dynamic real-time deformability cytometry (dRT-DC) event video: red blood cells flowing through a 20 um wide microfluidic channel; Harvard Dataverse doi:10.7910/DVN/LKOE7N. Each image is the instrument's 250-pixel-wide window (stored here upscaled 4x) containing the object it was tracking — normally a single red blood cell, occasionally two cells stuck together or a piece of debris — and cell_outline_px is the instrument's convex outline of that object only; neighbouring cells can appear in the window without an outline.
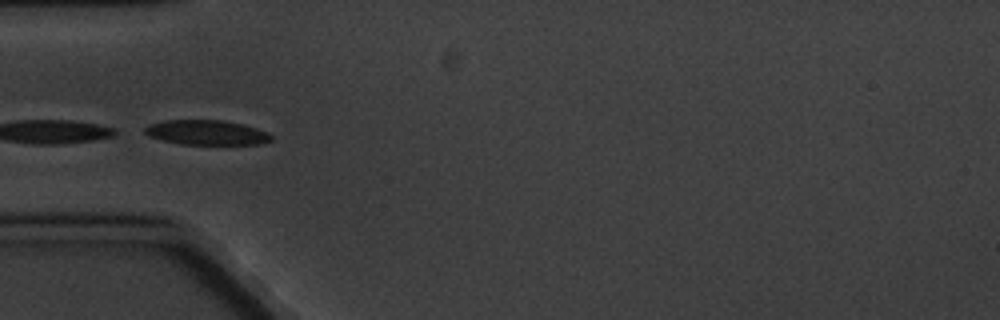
{"species": "common noctule bat (a hibernating species)", "species_latin": "Nyctalus noctula", "temperature_condition": "cold", "stored_images_in_passage": 16, "camera_frame_rate_fps": 3000, "um_per_image_px": 0.085, "animal": {"sex": "male", "body_mass_g": 20.1, "forearm_length_mm": 53.5}, "frame": {"image": 1, "passage_image": 5, "time_ms": 5.333, "image_size_px": [1000, 320], "cell_outline_px": [[272, 140], [260, 144], [180, 144], [148, 136], [144, 132], [144, 128], [148, 124], [164, 120], [224, 120], [244, 124], [268, 132], [272, 136]], "centroid_in_image_um": [17.56, 11.25], "position_along_channel_um": 67.4, "area_um2": 18.32}, "authors_computed_cell_mechanics": {"area_um2": 19.1318, "velocity_mm_per_s": 3.2219, "shape_relaxation_time_tau1_ms": 0.8901, "shape_relaxation_time_tau2_ms": null, "deformation_change_tau1": 0.0303, "deformation_change_tau2": null}}